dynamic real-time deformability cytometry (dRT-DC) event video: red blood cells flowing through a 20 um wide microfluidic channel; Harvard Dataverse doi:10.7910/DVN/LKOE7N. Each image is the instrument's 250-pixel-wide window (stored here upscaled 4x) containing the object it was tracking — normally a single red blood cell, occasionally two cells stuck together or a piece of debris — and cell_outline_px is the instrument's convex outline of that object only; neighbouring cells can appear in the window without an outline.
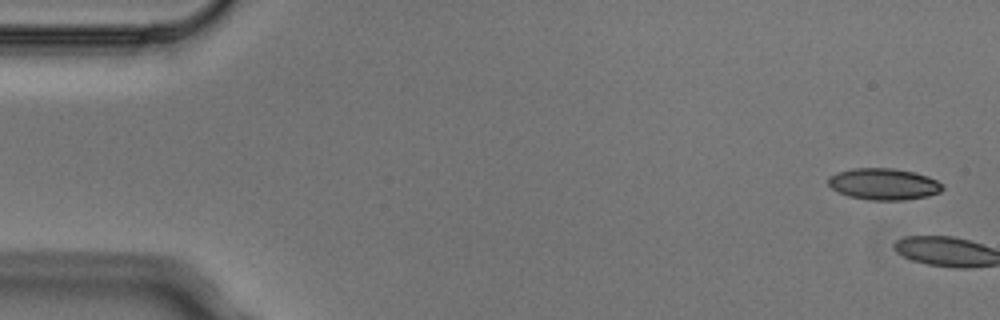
{"species": "Egyptian fruit bat (a non-hibernating species)", "species_latin": "Rousettus aegyptiacus", "temperature_condition": "cold", "stored_images_in_passage": 6, "camera_frame_rate_fps": 3000, "um_per_image_px": 0.085, "animal": {"sex": "male"}, "frame": {"image": 1, "passage_image": 1, "time_ms": 0.0, "image_size_px": [1000, 320], "cell_outline_px": [[944, 188], [940, 192], [928, 196], [904, 200], [868, 200], [848, 196], [832, 188], [828, 184], [828, 180], [836, 172], [852, 168], [892, 168], [916, 172], [928, 176], [944, 184]], "centroid_in_image_um": [75.15, 15.64], "position_along_channel_um": 9.8, "area_um2": 21.1}}